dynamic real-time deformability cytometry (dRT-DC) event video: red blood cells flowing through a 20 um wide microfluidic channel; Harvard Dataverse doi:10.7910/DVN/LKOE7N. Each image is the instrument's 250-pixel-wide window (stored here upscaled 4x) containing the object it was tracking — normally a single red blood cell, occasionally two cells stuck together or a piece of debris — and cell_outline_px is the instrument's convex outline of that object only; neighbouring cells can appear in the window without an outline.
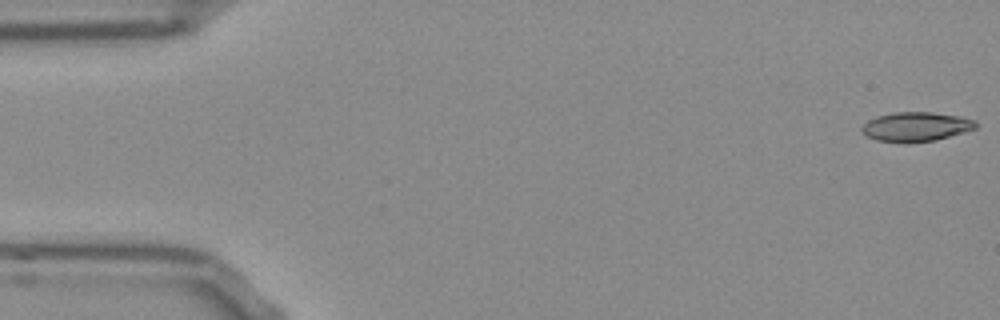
{"species": "Egyptian fruit bat (a non-hibernating species)", "species_latin": "Rousettus aegyptiacus", "temperature_condition": "room temperature", "stored_images_in_passage": 53, "camera_frame_rate_fps": 3000, "um_per_image_px": 0.085, "frame": {"image": 1, "passage_image": 1, "time_ms": 0.0, "image_size_px": [1000, 320], "cell_outline_px": [[976, 128], [964, 132], [936, 140], [876, 140], [860, 132], [860, 128], [868, 120], [876, 116], [896, 112], [932, 112], [960, 116], [976, 120]], "centroid_in_image_um": [77.87, 10.73], "position_along_channel_um": 7.1, "area_um2": 18.9}}
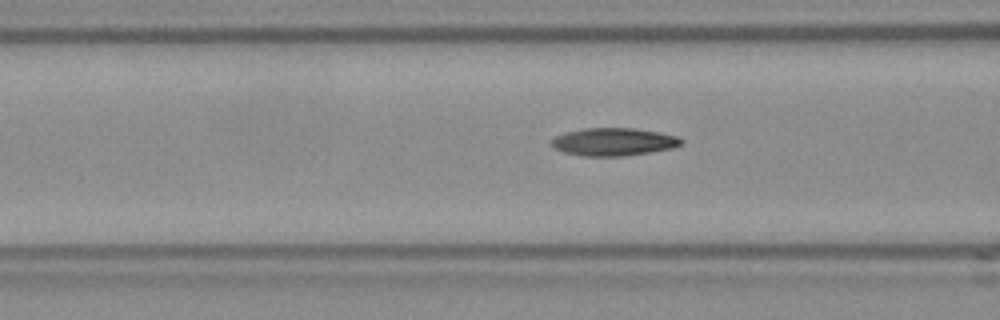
{"frame": {"image": 2, "passage_image": 20, "time_ms": 6.333, "image_size_px": [1000, 320], "cell_outline_px": [[684, 140], [680, 144], [672, 148], [648, 152], [620, 156], [584, 156], [564, 152], [556, 148], [552, 144], [552, 140], [556, 136], [564, 132], [584, 128], [636, 128], [660, 132], [676, 136]], "centroid_in_image_um": [52.16, 12.04], "position_along_channel_um": 114.4, "area_um2": 20.81}}
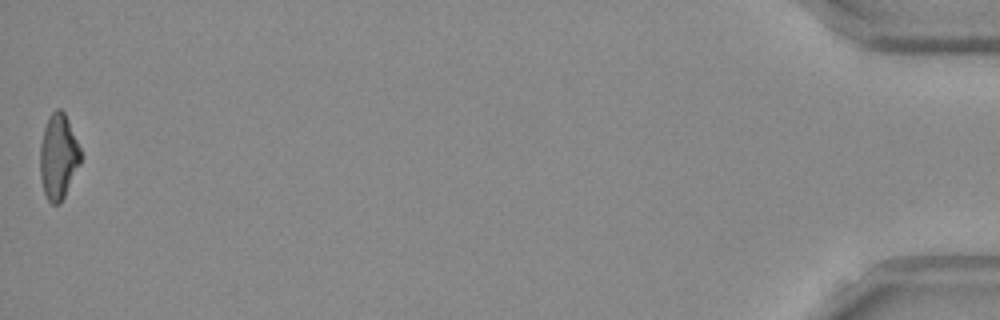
{"frame": {"image": 3, "passage_image": 53, "time_ms": 17.333, "image_size_px": [1000, 320], "cell_outline_px": [[80, 164], [60, 204], [52, 204], [48, 200], [44, 192], [40, 176], [40, 144], [44, 128], [48, 116], [56, 108], [60, 108], [64, 112], [68, 120], [80, 148]], "centroid_in_image_um": [4.94, 13.3], "position_along_channel_um": 430.3, "area_um2": 20.0}, "authors_computed_cell_mechanics": {"area_um2": 20.3456, "velocity_mm_per_s": 3.8054, "shape_relaxation_time_tau1_ms": 5.7624, "shape_relaxation_time_tau2_ms": 4.99, "deformation_change_tau1": 0.1912, "deformation_change_tau2": 0.1443}}